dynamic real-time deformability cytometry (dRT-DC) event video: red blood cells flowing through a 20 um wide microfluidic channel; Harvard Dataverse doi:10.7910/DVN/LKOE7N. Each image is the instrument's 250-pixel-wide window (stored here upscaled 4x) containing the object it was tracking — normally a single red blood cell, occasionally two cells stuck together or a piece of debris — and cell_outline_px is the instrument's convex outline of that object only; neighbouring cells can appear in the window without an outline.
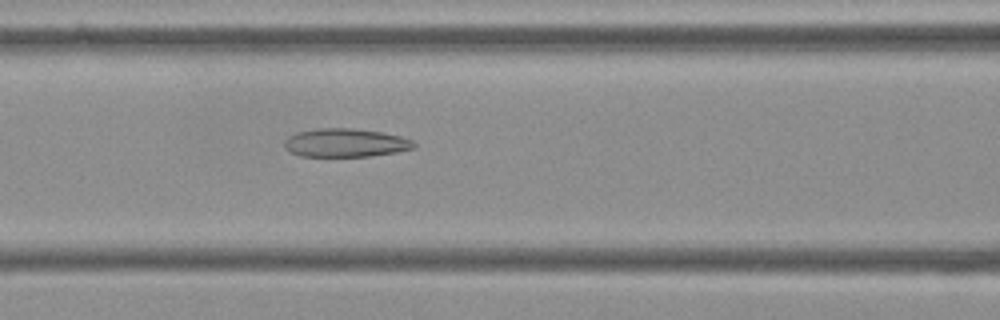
{"species": "Egyptian fruit bat (a non-hibernating species)", "species_latin": "Rousettus aegyptiacus", "temperature_condition": "cold", "stored_images_in_passage": 55, "camera_frame_rate_fps": 3000, "um_per_image_px": 0.085, "frame": {"image": 1, "passage_image": 23, "time_ms": 7.333, "image_size_px": [1000, 320], "cell_outline_px": [[416, 148], [400, 152], [372, 156], [300, 156], [284, 148], [284, 140], [288, 136], [296, 132], [316, 128], [352, 128], [384, 132], [400, 136], [412, 140], [416, 144]], "centroid_in_image_um": [29.39, 12.13], "position_along_channel_um": 137.2, "area_um2": 21.79}}
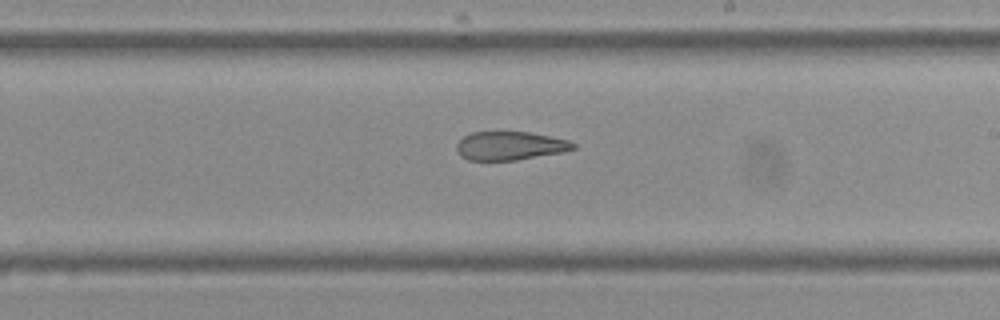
{"frame": {"image": 2, "passage_image": 32, "time_ms": 10.333, "image_size_px": [1000, 320], "cell_outline_px": [[576, 148], [564, 152], [516, 160], [468, 160], [460, 156], [456, 152], [456, 144], [464, 136], [472, 132], [532, 132], [568, 140], [576, 144]], "centroid_in_image_um": [43.35, 12.39], "position_along_channel_um": 245.7, "area_um2": 19.54}}
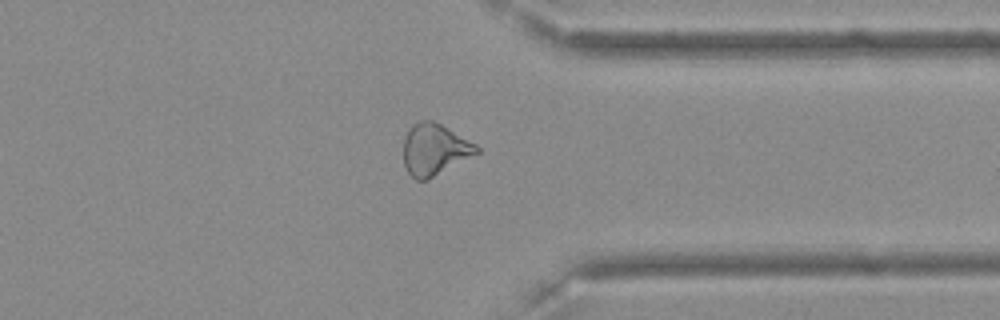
{"frame": {"image": 3, "passage_image": 43, "time_ms": 14.0, "image_size_px": [1000, 320], "cell_outline_px": [[480, 152], [428, 180], [416, 180], [408, 172], [404, 164], [404, 136], [408, 128], [412, 124], [420, 120], [432, 120], [448, 128], [476, 144], [480, 148]], "centroid_in_image_um": [36.92, 12.7], "position_along_channel_um": 374.5, "area_um2": 22.02}, "authors_computed_cell_mechanics": {"area_um2": 23.12, "velocity_mm_per_s": 3.6226, "shape_relaxation_time_tau1_ms": null, "shape_relaxation_time_tau2_ms": 5.3342, "deformation_change_tau1": null, "deformation_change_tau2": 0.1446}}